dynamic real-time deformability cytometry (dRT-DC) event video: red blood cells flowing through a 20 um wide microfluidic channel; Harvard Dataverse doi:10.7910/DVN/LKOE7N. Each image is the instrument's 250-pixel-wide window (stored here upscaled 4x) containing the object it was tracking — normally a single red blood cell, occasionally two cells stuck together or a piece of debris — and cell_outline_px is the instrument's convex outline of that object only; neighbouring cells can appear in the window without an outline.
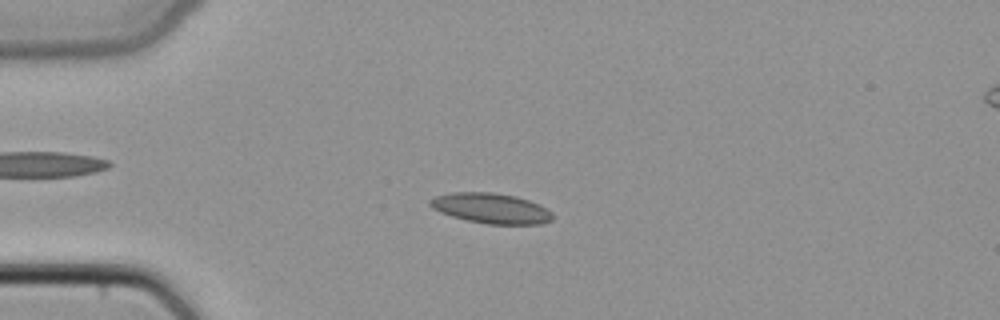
{"species": "common noctule bat (a hibernating species)", "species_latin": "Nyctalus noctula", "temperature_condition": "cold", "stored_images_in_passage": 38, "camera_frame_rate_fps": 3000, "um_per_image_px": 0.085, "animal": {"sex": "female", "body_mass_g": 22.7, "forearm_length_mm": 54.2}, "frame": {"image": 1, "passage_image": 2, "time_ms": 0.333, "image_size_px": [1000, 320], "cell_outline_px": [[552, 220], [540, 224], [488, 224], [468, 220], [452, 216], [440, 212], [432, 208], [428, 204], [428, 200], [436, 196], [452, 192], [492, 192], [516, 196], [540, 204], [552, 212]], "centroid_in_image_um": [41.73, 17.7], "position_along_channel_um": 43.3, "area_um2": 21.62}}
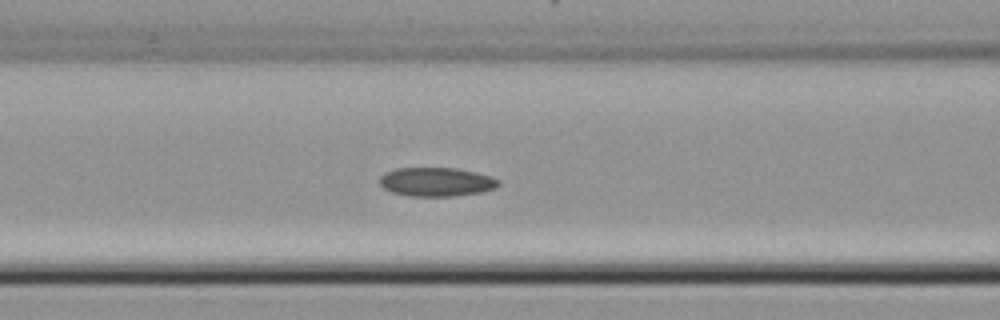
{"frame": {"image": 2, "passage_image": 10, "time_ms": 3.0, "image_size_px": [1000, 320], "cell_outline_px": [[500, 184], [496, 188], [480, 192], [452, 196], [408, 196], [392, 192], [384, 188], [380, 184], [380, 176], [384, 172], [396, 168], [456, 168], [476, 172], [492, 176], [500, 180]], "centroid_in_image_um": [37.1, 15.45], "position_along_channel_um": 129.5, "area_um2": 20.11}}
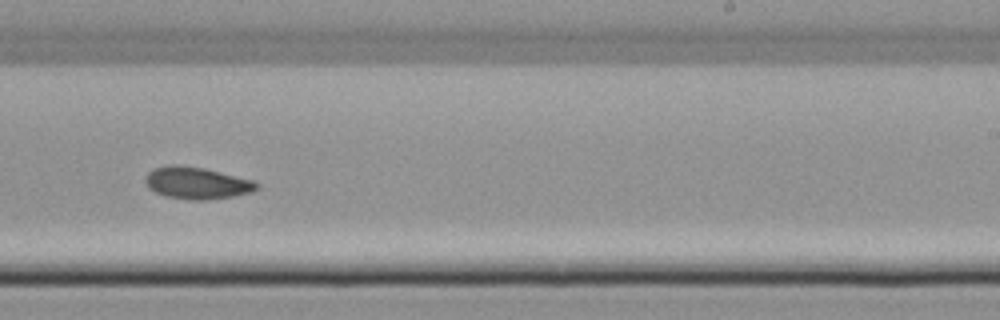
{"frame": {"image": 3, "passage_image": 20, "time_ms": 6.333, "image_size_px": [1000, 320], "cell_outline_px": [[260, 184], [252, 192], [232, 196], [208, 200], [192, 200], [168, 196], [156, 192], [148, 188], [144, 180], [144, 176], [152, 168], [168, 164], [180, 164], [204, 168], [252, 180]], "centroid_in_image_um": [16.67, 15.53], "position_along_channel_um": 272.3, "area_um2": 20.81}}